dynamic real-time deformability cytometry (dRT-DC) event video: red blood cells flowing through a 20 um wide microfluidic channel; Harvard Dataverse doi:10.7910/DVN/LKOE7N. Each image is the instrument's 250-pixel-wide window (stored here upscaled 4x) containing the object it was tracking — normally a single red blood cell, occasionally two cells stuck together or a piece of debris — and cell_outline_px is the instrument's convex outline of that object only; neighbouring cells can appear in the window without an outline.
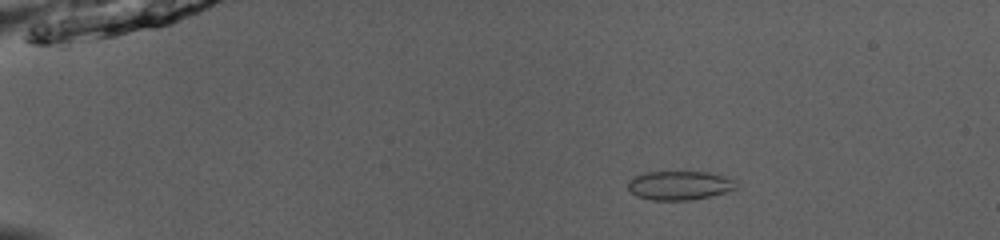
{"species": "common noctule bat (a hibernating species)", "species_latin": "Nyctalus noctula", "temperature_condition": "room temperature", "stored_images_in_passage": 47, "camera_frame_rate_fps": 3000, "um_per_image_px": 0.085, "animal": {"sex": "male", "body_mass_g": 13.0, "forearm_length_mm": 53.1}, "frame": {"image": 1, "passage_image": 5, "time_ms": 1.333, "image_size_px": [1000, 240], "cell_outline_px": [[740, 188], [708, 196], [688, 200], [652, 200], [636, 196], [628, 188], [628, 180], [644, 172], [708, 172], [724, 176], [736, 180]], "centroid_in_image_um": [57.78, 15.75], "position_along_channel_um": 27.2, "area_um2": 18.26}}
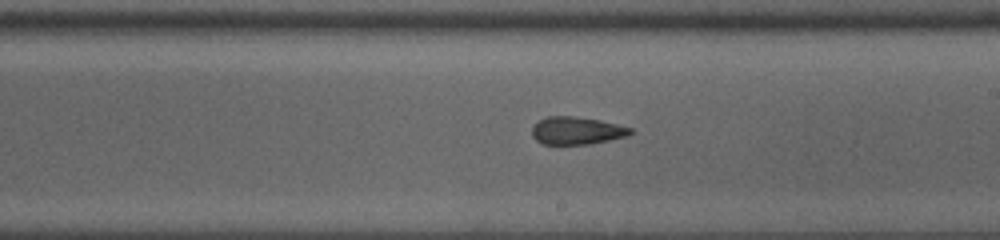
{"frame": {"image": 2, "passage_image": 27, "time_ms": 8.667, "image_size_px": [1000, 240], "cell_outline_px": [[632, 132], [628, 136], [588, 144], [544, 144], [536, 140], [532, 136], [532, 128], [540, 120], [548, 116], [572, 116], [600, 120], [632, 128]], "centroid_in_image_um": [49.02, 11.1], "position_along_channel_um": 240.0, "area_um2": 15.66}}
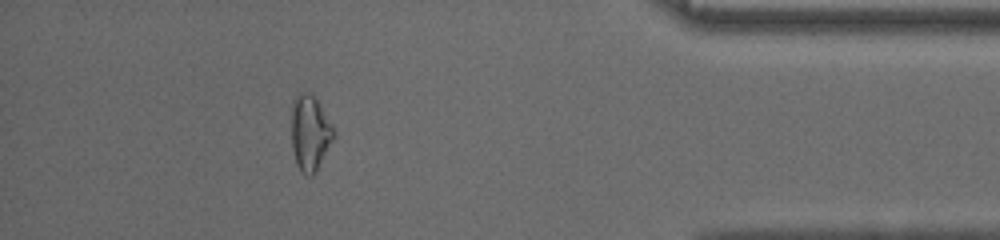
{"frame": {"image": 3, "passage_image": 42, "time_ms": 13.667, "image_size_px": [1000, 240], "cell_outline_px": [[336, 136], [316, 172], [312, 176], [308, 176], [296, 164], [292, 148], [292, 100], [300, 92], [312, 92], [316, 96], [332, 124], [336, 132]], "centroid_in_image_um": [26.38, 11.26], "position_along_channel_um": 408.8, "area_um2": 18.96}, "authors_computed_cell_mechanics": {"area_um2": 17.629, "velocity_mm_per_s": 4.0236, "shape_relaxation_time_tau1_ms": 10.4967, "shape_relaxation_time_tau2_ms": 1.5766, "deformation_change_tau1": 0.1793, "deformation_change_tau2": 0.0644}}